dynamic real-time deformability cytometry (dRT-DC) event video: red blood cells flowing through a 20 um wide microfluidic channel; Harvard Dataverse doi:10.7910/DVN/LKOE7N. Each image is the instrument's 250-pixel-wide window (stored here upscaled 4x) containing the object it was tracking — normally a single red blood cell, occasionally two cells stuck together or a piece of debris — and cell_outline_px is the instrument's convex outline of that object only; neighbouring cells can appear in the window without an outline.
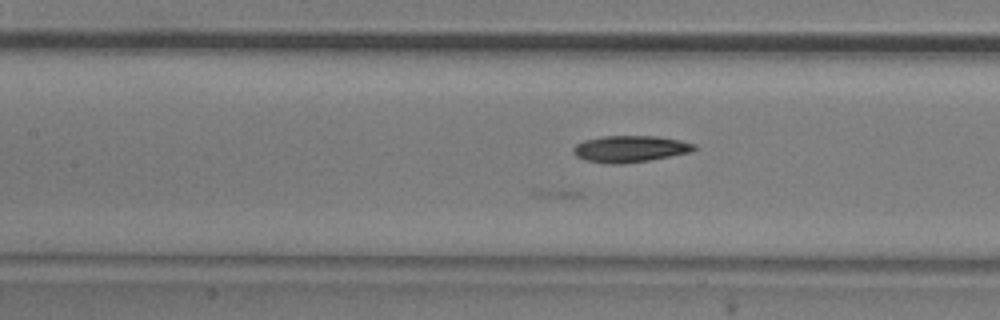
{"species": "common noctule bat (a hibernating species)", "species_latin": "Nyctalus noctula", "temperature_condition": "room temperature", "stored_images_in_passage": 54, "camera_frame_rate_fps": 3000, "um_per_image_px": 0.085, "animal": {"sex": "male", "body_mass_g": 20.5, "forearm_length_mm": 52.5}, "frame": {"image": 1, "passage_image": 23, "time_ms": 7.333, "image_size_px": [1000, 320], "cell_outline_px": [[696, 148], [692, 152], [648, 160], [620, 164], [608, 164], [584, 160], [576, 156], [572, 152], [572, 148], [576, 144], [584, 140], [604, 136], [656, 136], [680, 140], [696, 144]], "centroid_in_image_um": [53.53, 12.65], "position_along_channel_um": 153.9, "area_um2": 18.79}}
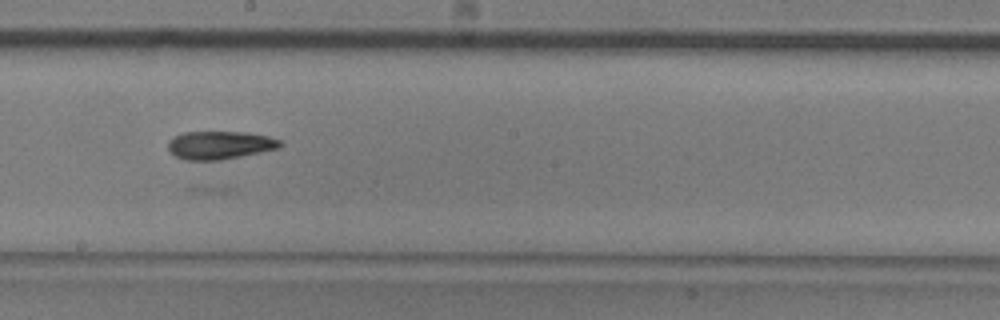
{"frame": {"image": 2, "passage_image": 29, "time_ms": 9.333, "image_size_px": [1000, 320], "cell_outline_px": [[284, 144], [280, 148], [220, 160], [184, 160], [176, 156], [168, 148], [168, 140], [184, 132], [244, 132], [268, 136], [280, 140]], "centroid_in_image_um": [18.7, 12.33], "position_along_channel_um": 229.5, "area_um2": 18.26}}